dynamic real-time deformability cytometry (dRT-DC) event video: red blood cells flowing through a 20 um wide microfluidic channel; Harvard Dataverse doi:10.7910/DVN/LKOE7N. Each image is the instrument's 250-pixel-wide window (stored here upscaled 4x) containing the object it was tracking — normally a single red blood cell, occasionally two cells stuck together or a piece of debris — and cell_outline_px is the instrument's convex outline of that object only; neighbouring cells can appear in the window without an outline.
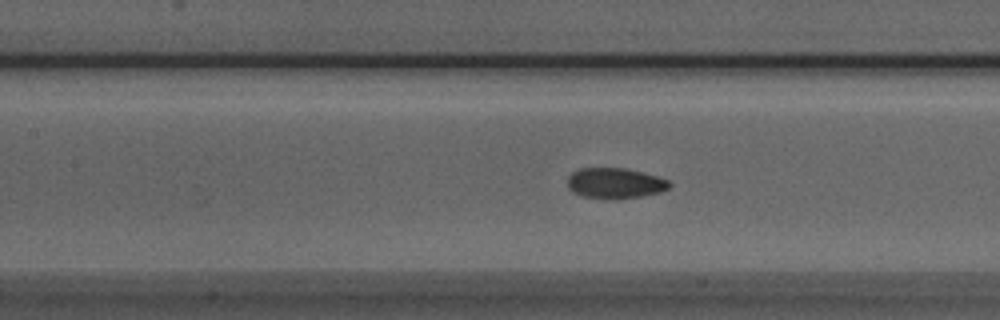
{"species": "Egyptian fruit bat (a non-hibernating species)", "species_latin": "Rousettus aegyptiacus", "temperature_condition": "room temperature", "stored_images_in_passage": 52, "segment_of_instrument_passage": [1, 2], "camera_frame_rate_fps": 3000, "um_per_image_px": 0.085, "animal": {"sex": "male"}, "frame": {"image": 1, "passage_image": 22, "time_ms": 7.0, "image_size_px": [1000, 320], "cell_outline_px": [[672, 184], [668, 188], [660, 192], [620, 200], [612, 200], [580, 196], [572, 192], [568, 188], [568, 176], [572, 172], [580, 168], [624, 168], [656, 176], [668, 180]], "centroid_in_image_um": [52.24, 15.59], "position_along_channel_um": 155.2, "area_um2": 18.32}}
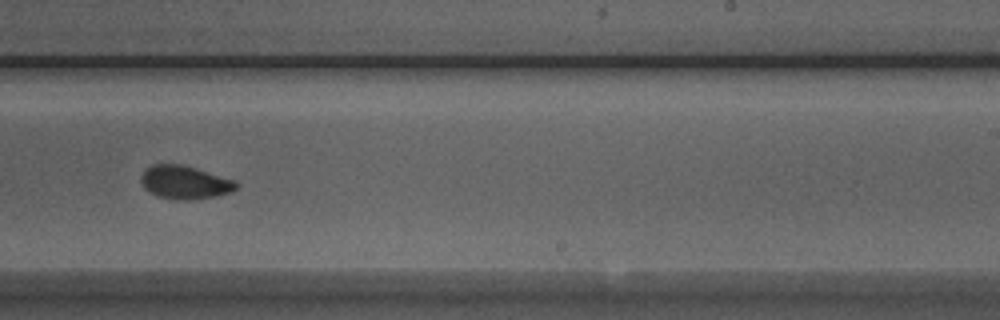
{"frame": {"image": 2, "passage_image": 31, "time_ms": 10.0, "image_size_px": [1000, 320], "cell_outline_px": [[240, 184], [232, 192], [216, 196], [192, 200], [176, 200], [160, 196], [144, 188], [140, 180], [140, 176], [152, 164], [180, 164], [196, 168], [236, 180]], "centroid_in_image_um": [15.75, 15.5], "position_along_channel_um": 273.2, "area_um2": 18.5}}
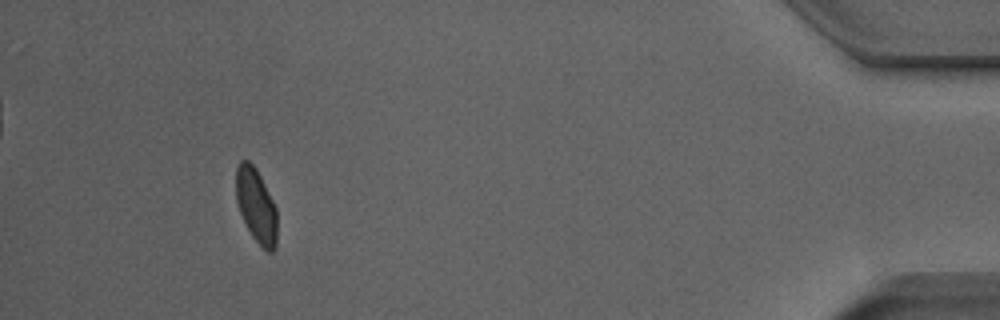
{"frame": {"image": 3, "passage_image": 47, "time_ms": 15.333, "image_size_px": [1000, 320], "cell_outline_px": [[276, 248], [272, 252], [268, 252], [252, 236], [240, 212], [236, 200], [236, 168], [240, 160], [248, 160], [256, 168], [276, 208]], "centroid_in_image_um": [21.76, 17.45], "position_along_channel_um": 413.4, "area_um2": 17.46}}